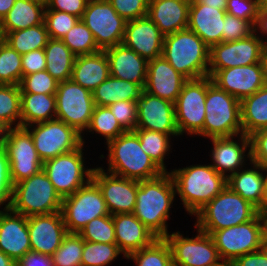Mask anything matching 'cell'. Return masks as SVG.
<instances>
[{
    "label": "cell",
    "mask_w": 267,
    "mask_h": 266,
    "mask_svg": "<svg viewBox=\"0 0 267 266\" xmlns=\"http://www.w3.org/2000/svg\"><path fill=\"white\" fill-rule=\"evenodd\" d=\"M84 144L78 149L43 162V170L61 198L75 193L92 179L94 168H86Z\"/></svg>",
    "instance_id": "cell-10"
},
{
    "label": "cell",
    "mask_w": 267,
    "mask_h": 266,
    "mask_svg": "<svg viewBox=\"0 0 267 266\" xmlns=\"http://www.w3.org/2000/svg\"><path fill=\"white\" fill-rule=\"evenodd\" d=\"M123 253L116 243H93L84 240L82 266H109Z\"/></svg>",
    "instance_id": "cell-43"
},
{
    "label": "cell",
    "mask_w": 267,
    "mask_h": 266,
    "mask_svg": "<svg viewBox=\"0 0 267 266\" xmlns=\"http://www.w3.org/2000/svg\"><path fill=\"white\" fill-rule=\"evenodd\" d=\"M264 62L262 40L254 33L244 39L221 42L210 48L209 76L218 70Z\"/></svg>",
    "instance_id": "cell-17"
},
{
    "label": "cell",
    "mask_w": 267,
    "mask_h": 266,
    "mask_svg": "<svg viewBox=\"0 0 267 266\" xmlns=\"http://www.w3.org/2000/svg\"><path fill=\"white\" fill-rule=\"evenodd\" d=\"M76 55L92 54L100 51L92 32L80 19L61 39Z\"/></svg>",
    "instance_id": "cell-45"
},
{
    "label": "cell",
    "mask_w": 267,
    "mask_h": 266,
    "mask_svg": "<svg viewBox=\"0 0 267 266\" xmlns=\"http://www.w3.org/2000/svg\"><path fill=\"white\" fill-rule=\"evenodd\" d=\"M88 1L89 0H45V10L63 11L81 19L86 10Z\"/></svg>",
    "instance_id": "cell-55"
},
{
    "label": "cell",
    "mask_w": 267,
    "mask_h": 266,
    "mask_svg": "<svg viewBox=\"0 0 267 266\" xmlns=\"http://www.w3.org/2000/svg\"><path fill=\"white\" fill-rule=\"evenodd\" d=\"M109 76V60L104 50L76 56L71 79L83 88L92 92Z\"/></svg>",
    "instance_id": "cell-30"
},
{
    "label": "cell",
    "mask_w": 267,
    "mask_h": 266,
    "mask_svg": "<svg viewBox=\"0 0 267 266\" xmlns=\"http://www.w3.org/2000/svg\"><path fill=\"white\" fill-rule=\"evenodd\" d=\"M17 122V123H16ZM21 91L19 85L0 84V127H20Z\"/></svg>",
    "instance_id": "cell-39"
},
{
    "label": "cell",
    "mask_w": 267,
    "mask_h": 266,
    "mask_svg": "<svg viewBox=\"0 0 267 266\" xmlns=\"http://www.w3.org/2000/svg\"><path fill=\"white\" fill-rule=\"evenodd\" d=\"M222 261L232 263L237 257L263 247V222L260 214L253 220L210 234Z\"/></svg>",
    "instance_id": "cell-11"
},
{
    "label": "cell",
    "mask_w": 267,
    "mask_h": 266,
    "mask_svg": "<svg viewBox=\"0 0 267 266\" xmlns=\"http://www.w3.org/2000/svg\"><path fill=\"white\" fill-rule=\"evenodd\" d=\"M187 80L161 56L148 61L144 91L175 103Z\"/></svg>",
    "instance_id": "cell-24"
},
{
    "label": "cell",
    "mask_w": 267,
    "mask_h": 266,
    "mask_svg": "<svg viewBox=\"0 0 267 266\" xmlns=\"http://www.w3.org/2000/svg\"><path fill=\"white\" fill-rule=\"evenodd\" d=\"M136 266H173L172 253L165 238H157L151 245L126 257Z\"/></svg>",
    "instance_id": "cell-40"
},
{
    "label": "cell",
    "mask_w": 267,
    "mask_h": 266,
    "mask_svg": "<svg viewBox=\"0 0 267 266\" xmlns=\"http://www.w3.org/2000/svg\"><path fill=\"white\" fill-rule=\"evenodd\" d=\"M78 234L93 243H116L113 215L94 218Z\"/></svg>",
    "instance_id": "cell-46"
},
{
    "label": "cell",
    "mask_w": 267,
    "mask_h": 266,
    "mask_svg": "<svg viewBox=\"0 0 267 266\" xmlns=\"http://www.w3.org/2000/svg\"><path fill=\"white\" fill-rule=\"evenodd\" d=\"M83 238L77 233H68L60 247L51 256L55 266H82Z\"/></svg>",
    "instance_id": "cell-44"
},
{
    "label": "cell",
    "mask_w": 267,
    "mask_h": 266,
    "mask_svg": "<svg viewBox=\"0 0 267 266\" xmlns=\"http://www.w3.org/2000/svg\"><path fill=\"white\" fill-rule=\"evenodd\" d=\"M126 131H134L137 123V101L121 100L108 106Z\"/></svg>",
    "instance_id": "cell-51"
},
{
    "label": "cell",
    "mask_w": 267,
    "mask_h": 266,
    "mask_svg": "<svg viewBox=\"0 0 267 266\" xmlns=\"http://www.w3.org/2000/svg\"><path fill=\"white\" fill-rule=\"evenodd\" d=\"M45 0H16L2 19L4 32H14L44 23Z\"/></svg>",
    "instance_id": "cell-32"
},
{
    "label": "cell",
    "mask_w": 267,
    "mask_h": 266,
    "mask_svg": "<svg viewBox=\"0 0 267 266\" xmlns=\"http://www.w3.org/2000/svg\"><path fill=\"white\" fill-rule=\"evenodd\" d=\"M16 266H55L50 255L27 252L23 257L16 261Z\"/></svg>",
    "instance_id": "cell-58"
},
{
    "label": "cell",
    "mask_w": 267,
    "mask_h": 266,
    "mask_svg": "<svg viewBox=\"0 0 267 266\" xmlns=\"http://www.w3.org/2000/svg\"><path fill=\"white\" fill-rule=\"evenodd\" d=\"M46 69L44 49H36L22 55L23 76Z\"/></svg>",
    "instance_id": "cell-56"
},
{
    "label": "cell",
    "mask_w": 267,
    "mask_h": 266,
    "mask_svg": "<svg viewBox=\"0 0 267 266\" xmlns=\"http://www.w3.org/2000/svg\"><path fill=\"white\" fill-rule=\"evenodd\" d=\"M260 10V0H227L226 12L255 25Z\"/></svg>",
    "instance_id": "cell-53"
},
{
    "label": "cell",
    "mask_w": 267,
    "mask_h": 266,
    "mask_svg": "<svg viewBox=\"0 0 267 266\" xmlns=\"http://www.w3.org/2000/svg\"><path fill=\"white\" fill-rule=\"evenodd\" d=\"M108 60L110 75L139 84L143 89L146 83L148 61L123 43L104 50Z\"/></svg>",
    "instance_id": "cell-28"
},
{
    "label": "cell",
    "mask_w": 267,
    "mask_h": 266,
    "mask_svg": "<svg viewBox=\"0 0 267 266\" xmlns=\"http://www.w3.org/2000/svg\"><path fill=\"white\" fill-rule=\"evenodd\" d=\"M2 132H3V129L0 127V135H1Z\"/></svg>",
    "instance_id": "cell-70"
},
{
    "label": "cell",
    "mask_w": 267,
    "mask_h": 266,
    "mask_svg": "<svg viewBox=\"0 0 267 266\" xmlns=\"http://www.w3.org/2000/svg\"><path fill=\"white\" fill-rule=\"evenodd\" d=\"M195 237H184L179 231L168 234L173 266H214L222 260L208 233L199 229Z\"/></svg>",
    "instance_id": "cell-16"
},
{
    "label": "cell",
    "mask_w": 267,
    "mask_h": 266,
    "mask_svg": "<svg viewBox=\"0 0 267 266\" xmlns=\"http://www.w3.org/2000/svg\"><path fill=\"white\" fill-rule=\"evenodd\" d=\"M25 128L30 132L42 162L72 152L83 144L82 135L58 119L32 124Z\"/></svg>",
    "instance_id": "cell-13"
},
{
    "label": "cell",
    "mask_w": 267,
    "mask_h": 266,
    "mask_svg": "<svg viewBox=\"0 0 267 266\" xmlns=\"http://www.w3.org/2000/svg\"><path fill=\"white\" fill-rule=\"evenodd\" d=\"M0 140L8 154L13 184L30 178L43 169L33 138L25 127L4 129Z\"/></svg>",
    "instance_id": "cell-12"
},
{
    "label": "cell",
    "mask_w": 267,
    "mask_h": 266,
    "mask_svg": "<svg viewBox=\"0 0 267 266\" xmlns=\"http://www.w3.org/2000/svg\"><path fill=\"white\" fill-rule=\"evenodd\" d=\"M260 8L267 10V0H260Z\"/></svg>",
    "instance_id": "cell-66"
},
{
    "label": "cell",
    "mask_w": 267,
    "mask_h": 266,
    "mask_svg": "<svg viewBox=\"0 0 267 266\" xmlns=\"http://www.w3.org/2000/svg\"><path fill=\"white\" fill-rule=\"evenodd\" d=\"M257 215V208L227 185L194 215V227L210 235L213 231L253 220Z\"/></svg>",
    "instance_id": "cell-5"
},
{
    "label": "cell",
    "mask_w": 267,
    "mask_h": 266,
    "mask_svg": "<svg viewBox=\"0 0 267 266\" xmlns=\"http://www.w3.org/2000/svg\"><path fill=\"white\" fill-rule=\"evenodd\" d=\"M56 81L46 70L22 76L19 83L21 93L55 94L58 87Z\"/></svg>",
    "instance_id": "cell-47"
},
{
    "label": "cell",
    "mask_w": 267,
    "mask_h": 266,
    "mask_svg": "<svg viewBox=\"0 0 267 266\" xmlns=\"http://www.w3.org/2000/svg\"><path fill=\"white\" fill-rule=\"evenodd\" d=\"M201 4H205L212 7H219L220 10L227 9V0H197Z\"/></svg>",
    "instance_id": "cell-61"
},
{
    "label": "cell",
    "mask_w": 267,
    "mask_h": 266,
    "mask_svg": "<svg viewBox=\"0 0 267 266\" xmlns=\"http://www.w3.org/2000/svg\"><path fill=\"white\" fill-rule=\"evenodd\" d=\"M126 21L147 16L149 0H108Z\"/></svg>",
    "instance_id": "cell-52"
},
{
    "label": "cell",
    "mask_w": 267,
    "mask_h": 266,
    "mask_svg": "<svg viewBox=\"0 0 267 266\" xmlns=\"http://www.w3.org/2000/svg\"><path fill=\"white\" fill-rule=\"evenodd\" d=\"M136 129L162 132L171 137L180 136L174 103L143 90L137 101Z\"/></svg>",
    "instance_id": "cell-20"
},
{
    "label": "cell",
    "mask_w": 267,
    "mask_h": 266,
    "mask_svg": "<svg viewBox=\"0 0 267 266\" xmlns=\"http://www.w3.org/2000/svg\"><path fill=\"white\" fill-rule=\"evenodd\" d=\"M254 32L262 40L263 46L266 47L267 38L264 39V37L265 35H267V10L260 8L255 25H254Z\"/></svg>",
    "instance_id": "cell-59"
},
{
    "label": "cell",
    "mask_w": 267,
    "mask_h": 266,
    "mask_svg": "<svg viewBox=\"0 0 267 266\" xmlns=\"http://www.w3.org/2000/svg\"><path fill=\"white\" fill-rule=\"evenodd\" d=\"M31 251L52 256L68 234L61 211L27 217Z\"/></svg>",
    "instance_id": "cell-22"
},
{
    "label": "cell",
    "mask_w": 267,
    "mask_h": 266,
    "mask_svg": "<svg viewBox=\"0 0 267 266\" xmlns=\"http://www.w3.org/2000/svg\"><path fill=\"white\" fill-rule=\"evenodd\" d=\"M62 198L42 169L14 184L10 208L25 217L60 212Z\"/></svg>",
    "instance_id": "cell-7"
},
{
    "label": "cell",
    "mask_w": 267,
    "mask_h": 266,
    "mask_svg": "<svg viewBox=\"0 0 267 266\" xmlns=\"http://www.w3.org/2000/svg\"><path fill=\"white\" fill-rule=\"evenodd\" d=\"M267 211V173L265 175L263 195L260 202V214Z\"/></svg>",
    "instance_id": "cell-62"
},
{
    "label": "cell",
    "mask_w": 267,
    "mask_h": 266,
    "mask_svg": "<svg viewBox=\"0 0 267 266\" xmlns=\"http://www.w3.org/2000/svg\"><path fill=\"white\" fill-rule=\"evenodd\" d=\"M164 35L148 17L126 23L123 44L147 61L162 56Z\"/></svg>",
    "instance_id": "cell-23"
},
{
    "label": "cell",
    "mask_w": 267,
    "mask_h": 266,
    "mask_svg": "<svg viewBox=\"0 0 267 266\" xmlns=\"http://www.w3.org/2000/svg\"><path fill=\"white\" fill-rule=\"evenodd\" d=\"M80 20L79 17L63 11L45 10L44 23L51 39H62Z\"/></svg>",
    "instance_id": "cell-48"
},
{
    "label": "cell",
    "mask_w": 267,
    "mask_h": 266,
    "mask_svg": "<svg viewBox=\"0 0 267 266\" xmlns=\"http://www.w3.org/2000/svg\"><path fill=\"white\" fill-rule=\"evenodd\" d=\"M254 33V26L247 20L226 13L222 42H232L247 38Z\"/></svg>",
    "instance_id": "cell-50"
},
{
    "label": "cell",
    "mask_w": 267,
    "mask_h": 266,
    "mask_svg": "<svg viewBox=\"0 0 267 266\" xmlns=\"http://www.w3.org/2000/svg\"><path fill=\"white\" fill-rule=\"evenodd\" d=\"M240 103L243 134L250 136L267 128V83L253 95L243 98Z\"/></svg>",
    "instance_id": "cell-35"
},
{
    "label": "cell",
    "mask_w": 267,
    "mask_h": 266,
    "mask_svg": "<svg viewBox=\"0 0 267 266\" xmlns=\"http://www.w3.org/2000/svg\"><path fill=\"white\" fill-rule=\"evenodd\" d=\"M107 150V172L137 181L152 179L163 173L142 150L140 139L134 131H126L111 140Z\"/></svg>",
    "instance_id": "cell-4"
},
{
    "label": "cell",
    "mask_w": 267,
    "mask_h": 266,
    "mask_svg": "<svg viewBox=\"0 0 267 266\" xmlns=\"http://www.w3.org/2000/svg\"><path fill=\"white\" fill-rule=\"evenodd\" d=\"M264 62L266 65V72H267V46L264 47Z\"/></svg>",
    "instance_id": "cell-68"
},
{
    "label": "cell",
    "mask_w": 267,
    "mask_h": 266,
    "mask_svg": "<svg viewBox=\"0 0 267 266\" xmlns=\"http://www.w3.org/2000/svg\"><path fill=\"white\" fill-rule=\"evenodd\" d=\"M61 213L68 233H79L94 218L110 215L98 185L91 179L62 198Z\"/></svg>",
    "instance_id": "cell-9"
},
{
    "label": "cell",
    "mask_w": 267,
    "mask_h": 266,
    "mask_svg": "<svg viewBox=\"0 0 267 266\" xmlns=\"http://www.w3.org/2000/svg\"><path fill=\"white\" fill-rule=\"evenodd\" d=\"M0 251L15 262L31 251L27 217L11 208L0 211Z\"/></svg>",
    "instance_id": "cell-25"
},
{
    "label": "cell",
    "mask_w": 267,
    "mask_h": 266,
    "mask_svg": "<svg viewBox=\"0 0 267 266\" xmlns=\"http://www.w3.org/2000/svg\"><path fill=\"white\" fill-rule=\"evenodd\" d=\"M22 76V55L6 42L0 44V84L19 85Z\"/></svg>",
    "instance_id": "cell-42"
},
{
    "label": "cell",
    "mask_w": 267,
    "mask_h": 266,
    "mask_svg": "<svg viewBox=\"0 0 267 266\" xmlns=\"http://www.w3.org/2000/svg\"><path fill=\"white\" fill-rule=\"evenodd\" d=\"M189 6L186 0H149L147 16L166 36L187 29Z\"/></svg>",
    "instance_id": "cell-29"
},
{
    "label": "cell",
    "mask_w": 267,
    "mask_h": 266,
    "mask_svg": "<svg viewBox=\"0 0 267 266\" xmlns=\"http://www.w3.org/2000/svg\"><path fill=\"white\" fill-rule=\"evenodd\" d=\"M214 266H232L230 262L221 261L220 263L214 265Z\"/></svg>",
    "instance_id": "cell-67"
},
{
    "label": "cell",
    "mask_w": 267,
    "mask_h": 266,
    "mask_svg": "<svg viewBox=\"0 0 267 266\" xmlns=\"http://www.w3.org/2000/svg\"><path fill=\"white\" fill-rule=\"evenodd\" d=\"M56 95V119L65 122L82 135L90 125L95 107L92 92L72 79L59 82Z\"/></svg>",
    "instance_id": "cell-8"
},
{
    "label": "cell",
    "mask_w": 267,
    "mask_h": 266,
    "mask_svg": "<svg viewBox=\"0 0 267 266\" xmlns=\"http://www.w3.org/2000/svg\"><path fill=\"white\" fill-rule=\"evenodd\" d=\"M134 132L138 135L142 150L150 156L154 163L163 171L167 172V166L164 164L166 155L170 154L171 136L162 132L135 129ZM171 149V150H170Z\"/></svg>",
    "instance_id": "cell-38"
},
{
    "label": "cell",
    "mask_w": 267,
    "mask_h": 266,
    "mask_svg": "<svg viewBox=\"0 0 267 266\" xmlns=\"http://www.w3.org/2000/svg\"><path fill=\"white\" fill-rule=\"evenodd\" d=\"M105 171L102 166L94 168L92 180L98 185L109 213H133L139 181Z\"/></svg>",
    "instance_id": "cell-18"
},
{
    "label": "cell",
    "mask_w": 267,
    "mask_h": 266,
    "mask_svg": "<svg viewBox=\"0 0 267 266\" xmlns=\"http://www.w3.org/2000/svg\"><path fill=\"white\" fill-rule=\"evenodd\" d=\"M113 224L116 244L124 258L158 238L133 213L113 215Z\"/></svg>",
    "instance_id": "cell-27"
},
{
    "label": "cell",
    "mask_w": 267,
    "mask_h": 266,
    "mask_svg": "<svg viewBox=\"0 0 267 266\" xmlns=\"http://www.w3.org/2000/svg\"><path fill=\"white\" fill-rule=\"evenodd\" d=\"M232 266H267V251L261 249L239 256L232 263Z\"/></svg>",
    "instance_id": "cell-57"
},
{
    "label": "cell",
    "mask_w": 267,
    "mask_h": 266,
    "mask_svg": "<svg viewBox=\"0 0 267 266\" xmlns=\"http://www.w3.org/2000/svg\"><path fill=\"white\" fill-rule=\"evenodd\" d=\"M251 168L238 170L227 178V185L243 199L257 208L260 214V202L263 195L266 168L250 161ZM265 172V173H263Z\"/></svg>",
    "instance_id": "cell-31"
},
{
    "label": "cell",
    "mask_w": 267,
    "mask_h": 266,
    "mask_svg": "<svg viewBox=\"0 0 267 266\" xmlns=\"http://www.w3.org/2000/svg\"><path fill=\"white\" fill-rule=\"evenodd\" d=\"M5 42V33L3 30L2 21L0 20V44H3Z\"/></svg>",
    "instance_id": "cell-65"
},
{
    "label": "cell",
    "mask_w": 267,
    "mask_h": 266,
    "mask_svg": "<svg viewBox=\"0 0 267 266\" xmlns=\"http://www.w3.org/2000/svg\"><path fill=\"white\" fill-rule=\"evenodd\" d=\"M15 264L12 258L0 251V266H15Z\"/></svg>",
    "instance_id": "cell-63"
},
{
    "label": "cell",
    "mask_w": 267,
    "mask_h": 266,
    "mask_svg": "<svg viewBox=\"0 0 267 266\" xmlns=\"http://www.w3.org/2000/svg\"><path fill=\"white\" fill-rule=\"evenodd\" d=\"M4 33L5 42L21 55L36 49H44L50 39L45 23Z\"/></svg>",
    "instance_id": "cell-37"
},
{
    "label": "cell",
    "mask_w": 267,
    "mask_h": 266,
    "mask_svg": "<svg viewBox=\"0 0 267 266\" xmlns=\"http://www.w3.org/2000/svg\"><path fill=\"white\" fill-rule=\"evenodd\" d=\"M85 132L92 134L95 132V134L102 135L107 145L111 140L125 133L126 130L120 125L108 106L95 105L90 125Z\"/></svg>",
    "instance_id": "cell-41"
},
{
    "label": "cell",
    "mask_w": 267,
    "mask_h": 266,
    "mask_svg": "<svg viewBox=\"0 0 267 266\" xmlns=\"http://www.w3.org/2000/svg\"><path fill=\"white\" fill-rule=\"evenodd\" d=\"M143 90L139 84L110 75L92 91V97L96 106H109L121 100L138 101Z\"/></svg>",
    "instance_id": "cell-34"
},
{
    "label": "cell",
    "mask_w": 267,
    "mask_h": 266,
    "mask_svg": "<svg viewBox=\"0 0 267 266\" xmlns=\"http://www.w3.org/2000/svg\"><path fill=\"white\" fill-rule=\"evenodd\" d=\"M176 196L174 180L169 171L147 180L139 181L133 214L158 238L168 232L167 220Z\"/></svg>",
    "instance_id": "cell-1"
},
{
    "label": "cell",
    "mask_w": 267,
    "mask_h": 266,
    "mask_svg": "<svg viewBox=\"0 0 267 266\" xmlns=\"http://www.w3.org/2000/svg\"><path fill=\"white\" fill-rule=\"evenodd\" d=\"M185 211L195 215L226 186L227 179L211 164L191 165L169 171Z\"/></svg>",
    "instance_id": "cell-2"
},
{
    "label": "cell",
    "mask_w": 267,
    "mask_h": 266,
    "mask_svg": "<svg viewBox=\"0 0 267 266\" xmlns=\"http://www.w3.org/2000/svg\"><path fill=\"white\" fill-rule=\"evenodd\" d=\"M251 161L267 169V128L250 135Z\"/></svg>",
    "instance_id": "cell-54"
},
{
    "label": "cell",
    "mask_w": 267,
    "mask_h": 266,
    "mask_svg": "<svg viewBox=\"0 0 267 266\" xmlns=\"http://www.w3.org/2000/svg\"><path fill=\"white\" fill-rule=\"evenodd\" d=\"M16 0H0V20L7 15L9 10L13 7Z\"/></svg>",
    "instance_id": "cell-60"
},
{
    "label": "cell",
    "mask_w": 267,
    "mask_h": 266,
    "mask_svg": "<svg viewBox=\"0 0 267 266\" xmlns=\"http://www.w3.org/2000/svg\"><path fill=\"white\" fill-rule=\"evenodd\" d=\"M14 184L10 174V162L4 144L0 140V211L10 208ZM3 209V210H2Z\"/></svg>",
    "instance_id": "cell-49"
},
{
    "label": "cell",
    "mask_w": 267,
    "mask_h": 266,
    "mask_svg": "<svg viewBox=\"0 0 267 266\" xmlns=\"http://www.w3.org/2000/svg\"><path fill=\"white\" fill-rule=\"evenodd\" d=\"M81 20L92 32L100 50L123 42L127 21L119 16L108 0H89Z\"/></svg>",
    "instance_id": "cell-15"
},
{
    "label": "cell",
    "mask_w": 267,
    "mask_h": 266,
    "mask_svg": "<svg viewBox=\"0 0 267 266\" xmlns=\"http://www.w3.org/2000/svg\"><path fill=\"white\" fill-rule=\"evenodd\" d=\"M263 222V236H267V211L260 214Z\"/></svg>",
    "instance_id": "cell-64"
},
{
    "label": "cell",
    "mask_w": 267,
    "mask_h": 266,
    "mask_svg": "<svg viewBox=\"0 0 267 266\" xmlns=\"http://www.w3.org/2000/svg\"><path fill=\"white\" fill-rule=\"evenodd\" d=\"M240 134H243L240 100L220 89L207 76L203 137H236Z\"/></svg>",
    "instance_id": "cell-6"
},
{
    "label": "cell",
    "mask_w": 267,
    "mask_h": 266,
    "mask_svg": "<svg viewBox=\"0 0 267 266\" xmlns=\"http://www.w3.org/2000/svg\"><path fill=\"white\" fill-rule=\"evenodd\" d=\"M236 138L238 140L235 139V136L209 139L213 144V148L210 151V157L213 162L211 166L226 179L245 167V165L247 166V160L251 161L250 136L240 134Z\"/></svg>",
    "instance_id": "cell-21"
},
{
    "label": "cell",
    "mask_w": 267,
    "mask_h": 266,
    "mask_svg": "<svg viewBox=\"0 0 267 266\" xmlns=\"http://www.w3.org/2000/svg\"><path fill=\"white\" fill-rule=\"evenodd\" d=\"M56 119V95L21 93L20 127Z\"/></svg>",
    "instance_id": "cell-33"
},
{
    "label": "cell",
    "mask_w": 267,
    "mask_h": 266,
    "mask_svg": "<svg viewBox=\"0 0 267 266\" xmlns=\"http://www.w3.org/2000/svg\"><path fill=\"white\" fill-rule=\"evenodd\" d=\"M207 91V76L198 79H188L177 97L175 105V120L181 135H197L203 137L205 122V101Z\"/></svg>",
    "instance_id": "cell-14"
},
{
    "label": "cell",
    "mask_w": 267,
    "mask_h": 266,
    "mask_svg": "<svg viewBox=\"0 0 267 266\" xmlns=\"http://www.w3.org/2000/svg\"><path fill=\"white\" fill-rule=\"evenodd\" d=\"M212 82L238 100L253 95L267 83L265 63L235 66L218 70Z\"/></svg>",
    "instance_id": "cell-19"
},
{
    "label": "cell",
    "mask_w": 267,
    "mask_h": 266,
    "mask_svg": "<svg viewBox=\"0 0 267 266\" xmlns=\"http://www.w3.org/2000/svg\"><path fill=\"white\" fill-rule=\"evenodd\" d=\"M46 71L58 82L71 79L76 55L60 39H49L44 48Z\"/></svg>",
    "instance_id": "cell-36"
},
{
    "label": "cell",
    "mask_w": 267,
    "mask_h": 266,
    "mask_svg": "<svg viewBox=\"0 0 267 266\" xmlns=\"http://www.w3.org/2000/svg\"><path fill=\"white\" fill-rule=\"evenodd\" d=\"M263 247L266 249L267 251V236H264V244Z\"/></svg>",
    "instance_id": "cell-69"
},
{
    "label": "cell",
    "mask_w": 267,
    "mask_h": 266,
    "mask_svg": "<svg viewBox=\"0 0 267 266\" xmlns=\"http://www.w3.org/2000/svg\"><path fill=\"white\" fill-rule=\"evenodd\" d=\"M225 10L199 3L190 2L188 29L197 34L211 48L222 42Z\"/></svg>",
    "instance_id": "cell-26"
},
{
    "label": "cell",
    "mask_w": 267,
    "mask_h": 266,
    "mask_svg": "<svg viewBox=\"0 0 267 266\" xmlns=\"http://www.w3.org/2000/svg\"><path fill=\"white\" fill-rule=\"evenodd\" d=\"M162 56L187 79L209 76L210 48L188 28L164 36Z\"/></svg>",
    "instance_id": "cell-3"
}]
</instances>
